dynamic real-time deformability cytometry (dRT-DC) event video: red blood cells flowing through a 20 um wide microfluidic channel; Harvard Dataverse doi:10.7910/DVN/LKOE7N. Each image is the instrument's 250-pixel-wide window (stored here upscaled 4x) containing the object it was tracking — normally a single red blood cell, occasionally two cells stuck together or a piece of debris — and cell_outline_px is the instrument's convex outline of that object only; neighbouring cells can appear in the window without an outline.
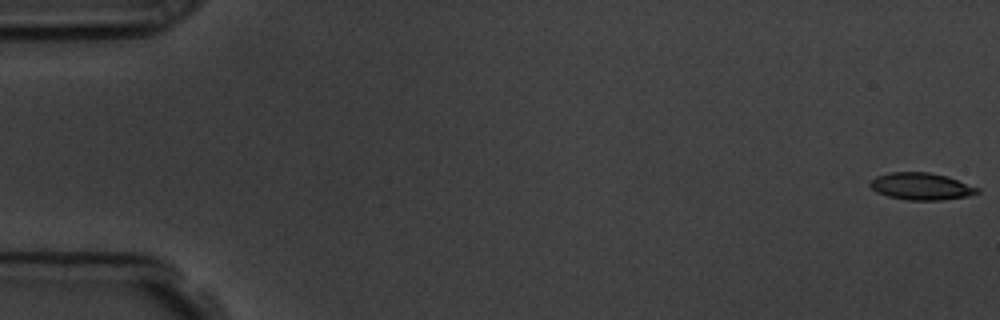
{"species": "common noctule bat (a hibernating species)", "species_latin": "Nyctalus noctula", "temperature_condition": "room temperature", "stored_images_in_passage": 57, "camera_frame_rate_fps": 3000, "um_per_image_px": 0.085, "animal": {"sex": "male", "body_mass_g": 19.5, "forearm_length_mm": 54.6}, "frame": {"image": 1, "passage_image": 1, "time_ms": 0.0, "image_size_px": [1000, 320], "cell_outline_px": [[980, 192], [968, 196], [940, 200], [908, 200], [888, 196], [876, 192], [868, 184], [876, 176], [888, 172], [928, 172], [948, 176], [980, 188]], "centroid_in_image_um": [78.31, 15.83], "position_along_channel_um": 6.7, "area_um2": 16.99}}
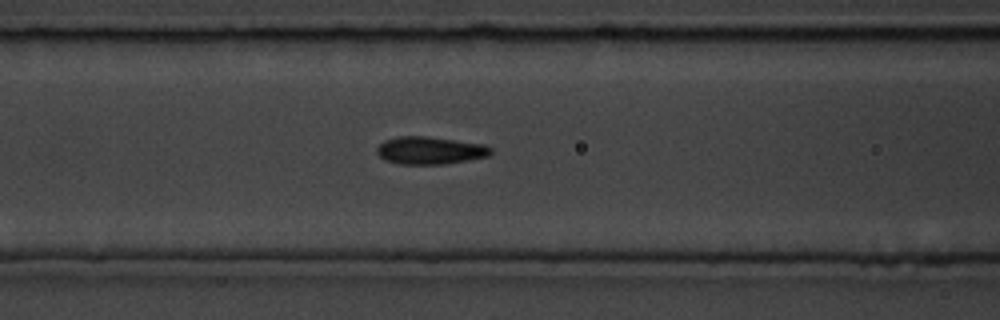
{"frame": {"image": 2, "passage_image": 24, "time_ms": 7.667, "image_size_px": [1000, 320], "cell_outline_px": [[492, 152], [488, 156], [468, 160], [444, 164], [400, 164], [384, 160], [376, 152], [376, 148], [384, 140], [400, 136], [424, 136], [484, 144], [492, 148]], "centroid_in_image_um": [36.53, 12.79], "position_along_channel_um": 130.1, "area_um2": 18.26}}
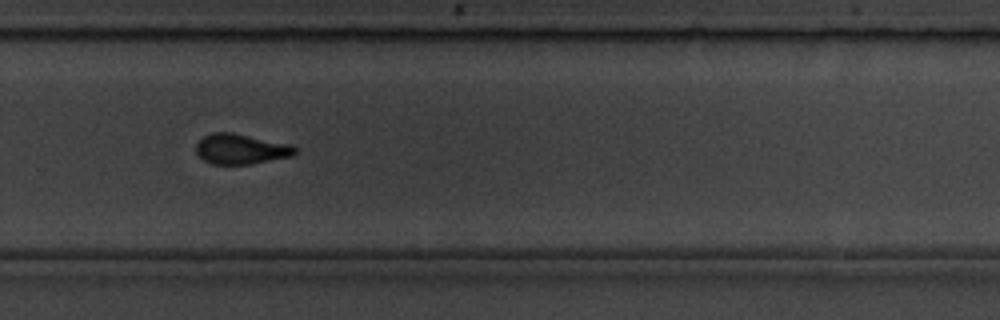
{"frame": {"image": 3, "passage_image": 39, "time_ms": 12.667, "image_size_px": [1000, 320], "cell_outline_px": [[296, 152], [292, 156], [252, 164], [212, 164], [204, 160], [196, 152], [196, 144], [204, 136], [212, 132], [232, 132], [292, 144], [296, 148]], "centroid_in_image_um": [20.49, 12.66], "position_along_channel_um": 309.3, "area_um2": 17.51}, "authors_computed_cell_mechanics": {"area_um2": 17.5712, "velocity_mm_per_s": 3.596, "shape_relaxation_time_tau1_ms": 3.2596, "shape_relaxation_time_tau2_ms": 1.4231, "deformation_change_tau1": 0.1273, "deformation_change_tau2": 0.0613}}